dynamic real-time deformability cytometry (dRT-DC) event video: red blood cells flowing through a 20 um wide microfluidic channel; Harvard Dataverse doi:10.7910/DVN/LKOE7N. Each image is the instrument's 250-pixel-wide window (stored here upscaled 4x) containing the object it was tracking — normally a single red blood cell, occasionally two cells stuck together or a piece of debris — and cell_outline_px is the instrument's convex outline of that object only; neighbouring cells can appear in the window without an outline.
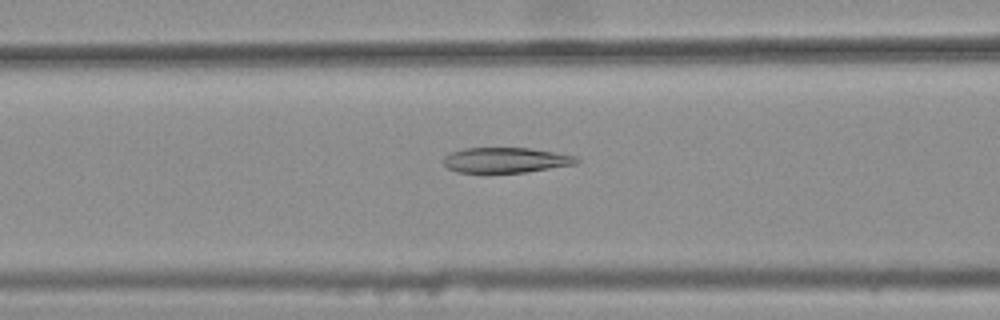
{"species": "common noctule bat (a hibernating species)", "species_latin": "Nyctalus noctula", "temperature_condition": "warm", "stored_images_in_passage": 44, "camera_frame_rate_fps": 3000, "um_per_image_px": 0.085, "animal": {"sex": "female", "body_mass_g": 25.1}, "frame": {"image": 1, "passage_image": 18, "time_ms": 5.667, "image_size_px": [1000, 320], "cell_outline_px": [[580, 160], [576, 164], [524, 172], [484, 176], [456, 172], [448, 168], [444, 164], [444, 156], [448, 152], [464, 148], [528, 148], [576, 156]], "centroid_in_image_um": [42.87, 13.66], "position_along_channel_um": 123.7, "area_um2": 20.4}}
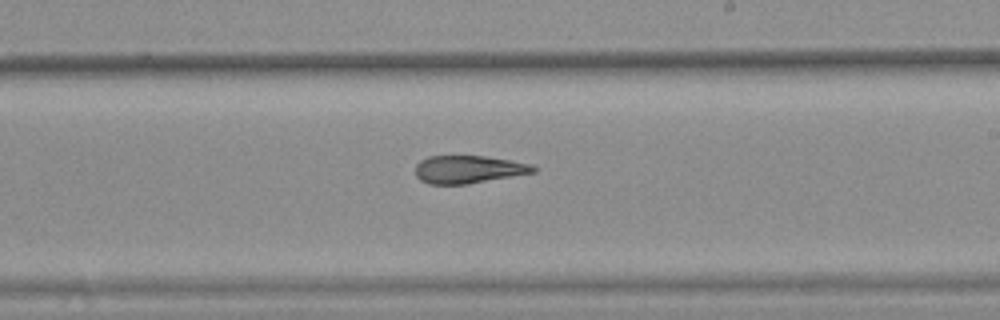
{"frame": {"image": 2, "passage_image": 28, "time_ms": 9.0, "image_size_px": [1000, 320], "cell_outline_px": [[536, 172], [464, 184], [428, 184], [420, 180], [416, 176], [416, 164], [420, 160], [428, 156], [484, 156], [512, 160], [532, 164], [536, 168]], "centroid_in_image_um": [39.8, 14.39], "position_along_channel_um": 249.2, "area_um2": 19.02}}
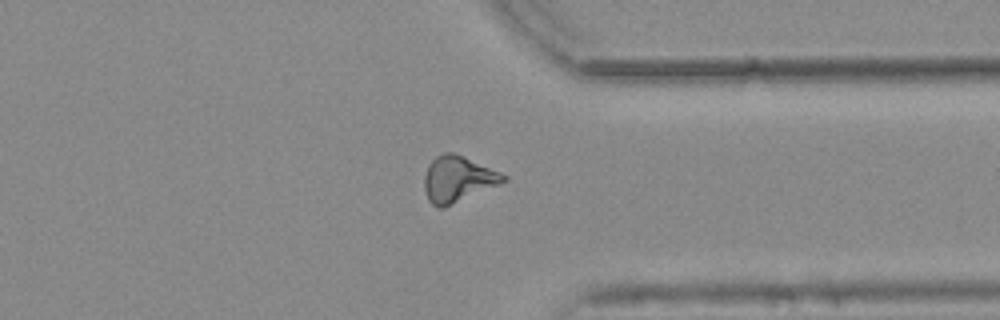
{"frame": {"image": 3, "passage_image": 38, "time_ms": 12.333, "image_size_px": [1000, 320], "cell_outline_px": [[508, 180], [500, 184], [444, 208], [440, 208], [432, 204], [428, 200], [424, 188], [424, 176], [428, 164], [436, 156], [444, 152], [452, 152], [464, 156], [500, 172], [508, 176]], "centroid_in_image_um": [38.91, 15.22], "position_along_channel_um": 372.5, "area_um2": 21.27}, "authors_computed_cell_mechanics": {"area_um2": 20.4612, "velocity_mm_per_s": 3.7769, "shape_relaxation_time_tau1_ms": null, "shape_relaxation_time_tau2_ms": 3.8893, "deformation_change_tau1": null, "deformation_change_tau2": 0.1199}}